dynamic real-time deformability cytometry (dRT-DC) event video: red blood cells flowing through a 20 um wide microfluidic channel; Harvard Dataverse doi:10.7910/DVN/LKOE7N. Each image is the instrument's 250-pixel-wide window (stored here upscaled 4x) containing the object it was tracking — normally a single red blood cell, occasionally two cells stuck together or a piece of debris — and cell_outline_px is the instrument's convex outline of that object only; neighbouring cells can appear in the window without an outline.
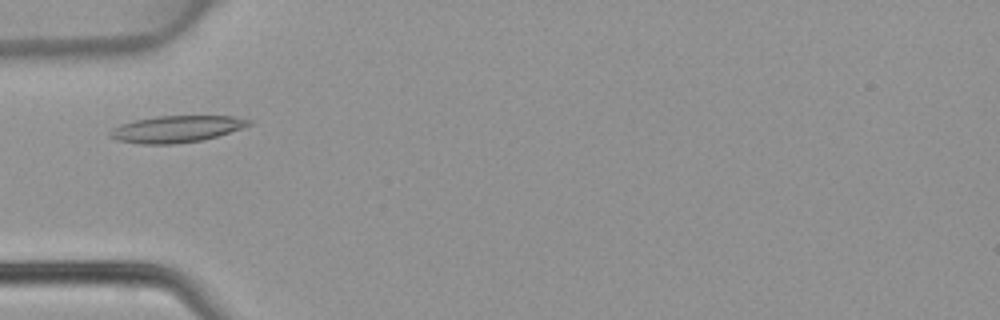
{"species": "common noctule bat (a hibernating species)", "species_latin": "Nyctalus noctula", "temperature_condition": "warm", "stored_images_in_passage": 40, "camera_frame_rate_fps": 3000, "um_per_image_px": 0.085, "animal": {"sex": "female", "body_mass_g": 22.7, "forearm_length_mm": 54.2}, "frame": {"image": 1, "passage_image": 9, "time_ms": 2.667, "image_size_px": [1000, 320], "cell_outline_px": [[252, 124], [204, 140], [176, 144], [140, 144], [116, 140], [108, 136], [108, 132], [112, 128], [120, 124], [132, 120], [156, 116], [232, 116], [252, 120]], "centroid_in_image_um": [14.93, 10.97], "position_along_channel_um": 70.1, "area_um2": 21.73}}
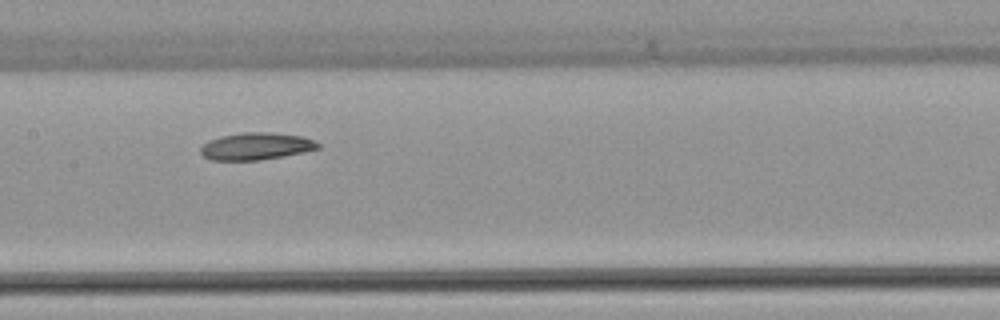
{"frame": {"image": 2, "passage_image": 17, "time_ms": 5.333, "image_size_px": [1000, 320], "cell_outline_px": [[320, 148], [304, 152], [284, 156], [260, 160], [212, 160], [204, 156], [200, 152], [200, 148], [208, 140], [220, 136], [244, 132], [268, 132], [304, 136], [320, 144]], "centroid_in_image_um": [21.77, 12.43], "position_along_channel_um": 185.6, "area_um2": 18.61}}
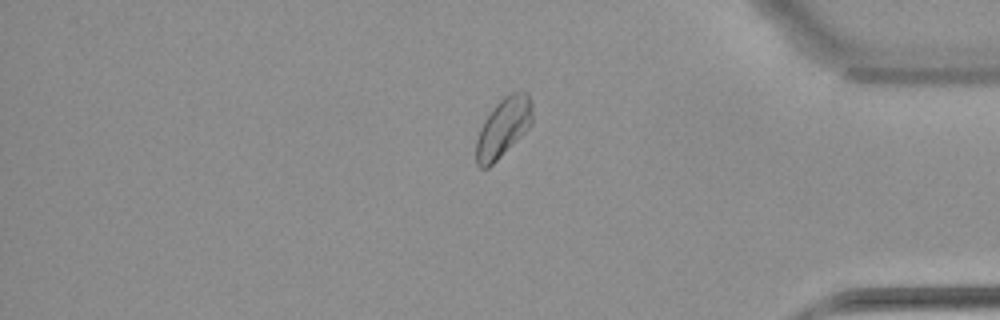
{"frame": {"image": 3, "passage_image": 33, "time_ms": 10.667, "image_size_px": [1000, 320], "cell_outline_px": [[532, 124], [488, 168], [480, 168], [476, 164], [476, 140], [480, 128], [484, 120], [492, 108], [508, 92], [528, 92], [532, 104]], "centroid_in_image_um": [42.76, 10.81], "position_along_channel_um": 392.4, "area_um2": 19.19}}